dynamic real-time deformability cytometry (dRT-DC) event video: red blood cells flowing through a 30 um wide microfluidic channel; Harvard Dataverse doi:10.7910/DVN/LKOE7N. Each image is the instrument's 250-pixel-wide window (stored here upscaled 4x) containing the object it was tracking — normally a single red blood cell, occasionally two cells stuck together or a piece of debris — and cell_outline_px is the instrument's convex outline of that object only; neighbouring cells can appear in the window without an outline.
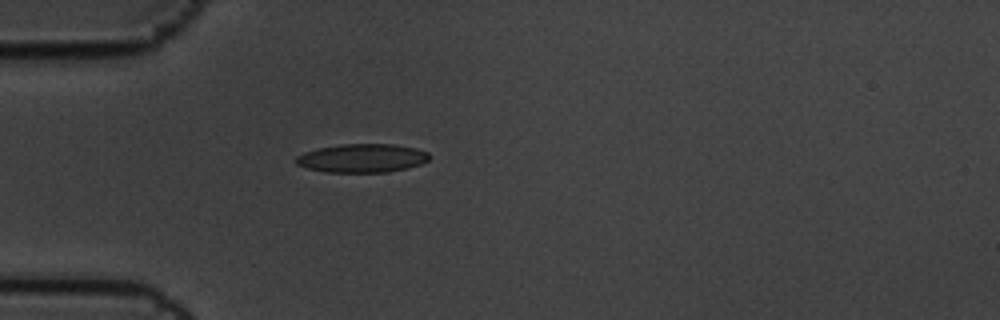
{"species": "common noctule bat (a hibernating species)", "species_latin": "Nyctalus noctula", "temperature_condition": "cold", "stored_images_in_passage": 1, "camera_frame_rate_fps": 3000, "um_per_image_px": 0.085, "animal": {"sex": "male", "body_mass_g": 19.5, "forearm_length_mm": 54.6}, "frame": {"image": 1, "passage_image": 1, "time_ms": 0.0, "image_size_px": [1000, 320], "cell_outline_px": [[428, 160], [420, 164], [408, 168], [388, 172], [324, 172], [308, 168], [296, 164], [296, 156], [304, 152], [320, 148], [344, 144], [392, 144], [416, 148], [428, 152]], "centroid_in_image_um": [30.78, 13.45], "position_along_channel_um": 54.2, "area_um2": 22.08}}